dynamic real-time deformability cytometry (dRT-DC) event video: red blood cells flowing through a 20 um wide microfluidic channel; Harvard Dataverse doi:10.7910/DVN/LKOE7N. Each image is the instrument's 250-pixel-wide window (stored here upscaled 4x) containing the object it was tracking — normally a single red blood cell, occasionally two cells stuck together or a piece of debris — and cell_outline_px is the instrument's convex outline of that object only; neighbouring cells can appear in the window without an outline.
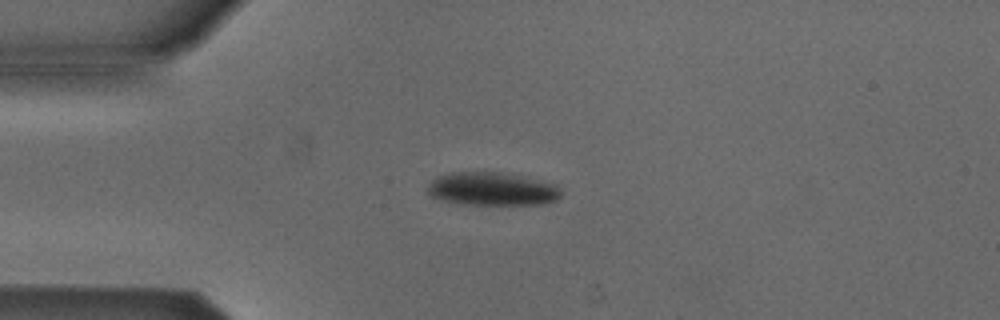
{"species": "Egyptian fruit bat (a non-hibernating species)", "species_latin": "Rousettus aegyptiacus", "temperature_condition": "cold", "stored_images_in_passage": 4, "camera_frame_rate_fps": 3000, "um_per_image_px": 0.085, "animal": {"sex": "male"}, "frame": {"image": 1, "passage_image": 3, "time_ms": 0.667, "image_size_px": [1000, 320], "cell_outline_px": [[560, 196], [556, 200], [544, 204], [460, 204], [444, 200], [432, 196], [428, 192], [428, 184], [436, 176], [448, 172], [496, 172], [520, 176], [540, 180], [556, 184], [560, 188]], "centroid_in_image_um": [41.82, 16.05], "position_along_channel_um": 43.2, "area_um2": 25.72}}